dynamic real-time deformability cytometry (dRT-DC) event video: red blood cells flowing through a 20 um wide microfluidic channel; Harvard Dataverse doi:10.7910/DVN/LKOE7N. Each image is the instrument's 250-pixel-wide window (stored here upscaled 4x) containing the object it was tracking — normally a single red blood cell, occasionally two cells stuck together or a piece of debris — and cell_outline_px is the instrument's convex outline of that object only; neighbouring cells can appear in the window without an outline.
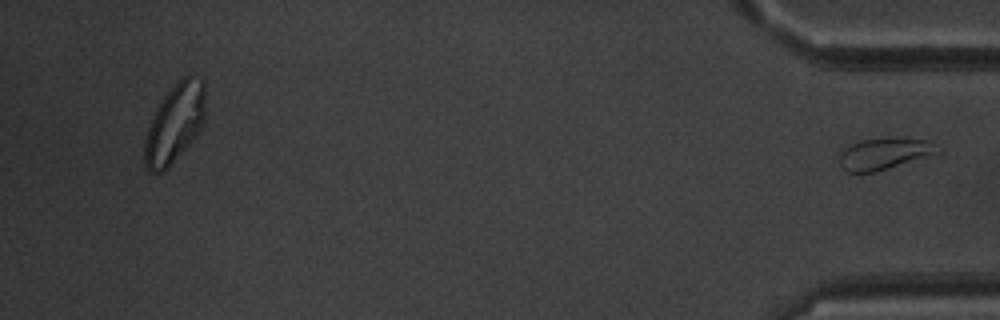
{"species": "common noctule bat (a hibernating species)", "species_latin": "Nyctalus noctula", "temperature_condition": "warm", "stored_images_in_passage": 44, "segment_of_instrument_passage": [2, 2], "camera_frame_rate_fps": 3000, "um_per_image_px": 0.085, "animal": {"sex": "male", "body_mass_g": 20.1, "forearm_length_mm": 53.5}, "frame": {"image": 1, "passage_image": 44, "time_ms": 14.333, "image_size_px": [1000, 320], "cell_outline_px": [[944, 152], [876, 172], [848, 172], [840, 164], [840, 152], [848, 144], [860, 140], [896, 136], [924, 140], [932, 144]], "centroid_in_image_um": [75.18, 13.04], "position_along_channel_um": 360.0, "area_um2": 18.38}}